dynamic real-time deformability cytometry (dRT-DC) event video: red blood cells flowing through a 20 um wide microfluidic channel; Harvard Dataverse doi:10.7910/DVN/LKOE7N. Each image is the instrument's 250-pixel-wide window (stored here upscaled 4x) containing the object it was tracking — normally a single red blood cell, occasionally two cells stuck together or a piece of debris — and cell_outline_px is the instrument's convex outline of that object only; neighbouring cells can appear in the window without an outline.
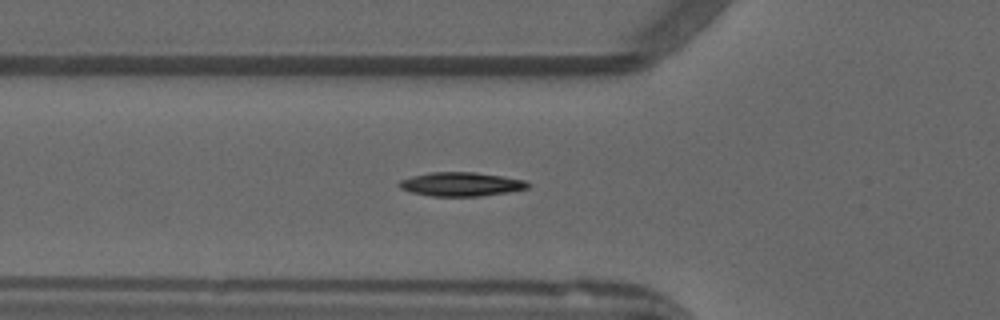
{"species": "common noctule bat (a hibernating species)", "species_latin": "Nyctalus noctula", "temperature_condition": "warm", "stored_images_in_passage": 10, "camera_frame_rate_fps": 3000, "um_per_image_px": 0.085, "animal": {"sex": "male", "forearm_length_mm": 52.5}, "frame": {"image": 1, "passage_image": 4, "time_ms": 1.0, "image_size_px": [1000, 320], "cell_outline_px": [[532, 184], [528, 188], [508, 192], [480, 196], [432, 196], [412, 192], [400, 188], [396, 184], [400, 180], [412, 176], [428, 172], [476, 172], [524, 180]], "centroid_in_image_um": [39.17, 15.65], "position_along_channel_um": 86.6, "area_um2": 17.92}}